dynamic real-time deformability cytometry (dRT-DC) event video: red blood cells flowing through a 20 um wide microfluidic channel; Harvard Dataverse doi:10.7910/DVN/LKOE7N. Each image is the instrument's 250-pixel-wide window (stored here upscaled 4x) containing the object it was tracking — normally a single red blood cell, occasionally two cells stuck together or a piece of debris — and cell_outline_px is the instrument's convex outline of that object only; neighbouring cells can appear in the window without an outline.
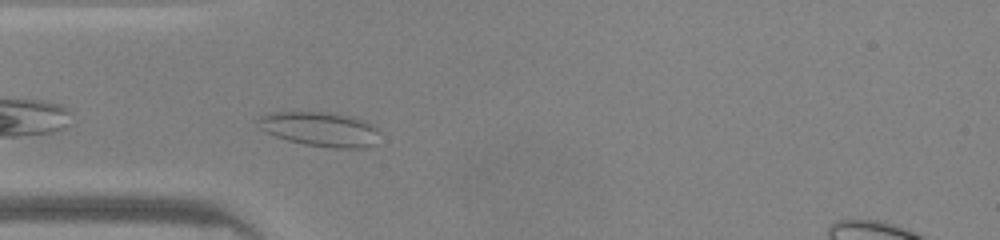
{"species": "common noctule bat (a hibernating species)", "species_latin": "Nyctalus noctula", "temperature_condition": "warm", "stored_images_in_passage": 31, "camera_frame_rate_fps": 3000, "um_per_image_px": 0.085, "animal": {"sex": "male", "body_mass_g": 20.0, "forearm_length_mm": 53.3}, "frame": {"image": 1, "passage_image": 2, "time_ms": 0.333, "image_size_px": [1000, 240], "cell_outline_px": [[380, 132], [376, 144], [364, 148], [332, 148], [304, 144], [288, 140], [276, 136], [260, 128], [252, 120], [268, 112], [332, 112], [352, 116], [364, 120], [372, 124]], "centroid_in_image_um": [27.21, 10.96], "position_along_channel_um": 57.8, "area_um2": 24.85}}
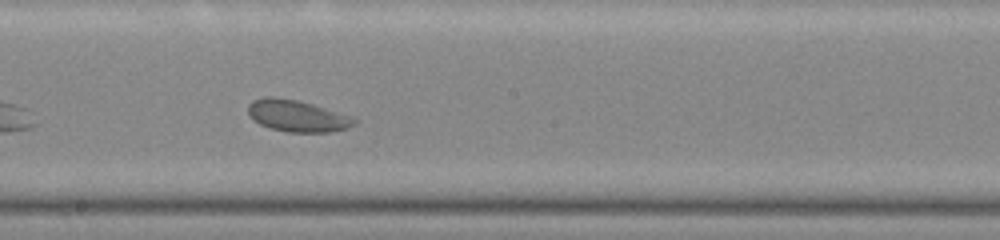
{"frame": {"image": 2, "passage_image": 14, "time_ms": 4.333, "image_size_px": [1000, 240], "cell_outline_px": [[360, 120], [356, 124], [348, 128], [332, 132], [288, 132], [272, 128], [260, 124], [252, 120], [248, 112], [248, 104], [252, 100], [268, 96], [272, 96], [296, 100], [312, 104], [356, 116]], "centroid_in_image_um": [25.33, 9.85], "position_along_channel_um": 222.9, "area_um2": 19.94}}
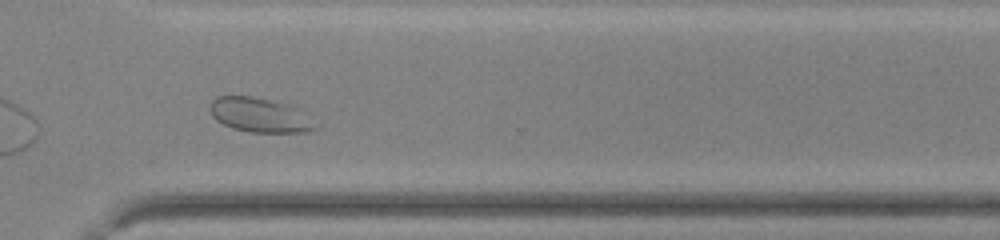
{"frame": {"image": 3, "passage_image": 23, "time_ms": 7.333, "image_size_px": [1000, 240], "cell_outline_px": [[316, 128], [304, 132], [252, 132], [232, 128], [216, 120], [212, 116], [208, 108], [212, 100], [216, 96], [252, 96], [288, 104], [304, 108]], "centroid_in_image_um": [22.08, 9.76], "position_along_channel_um": 348.5, "area_um2": 21.33}}